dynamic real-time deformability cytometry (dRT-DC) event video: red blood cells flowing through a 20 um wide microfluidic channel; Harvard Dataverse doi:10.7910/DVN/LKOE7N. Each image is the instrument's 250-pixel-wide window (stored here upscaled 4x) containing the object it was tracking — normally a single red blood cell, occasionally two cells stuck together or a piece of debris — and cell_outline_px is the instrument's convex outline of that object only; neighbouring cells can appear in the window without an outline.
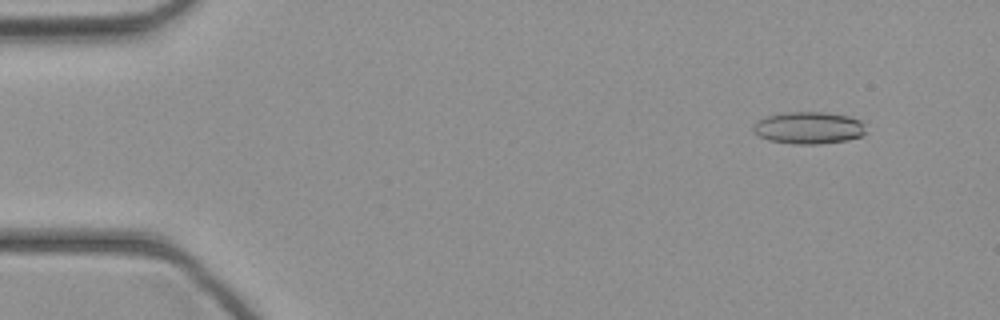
{"species": "common noctule bat (a hibernating species)", "species_latin": "Nyctalus noctula", "temperature_condition": "cold", "stored_images_in_passage": 45, "camera_frame_rate_fps": 3000, "um_per_image_px": 0.085, "animal": {"sex": "female", "body_mass_g": 21.9}, "frame": {"image": 1, "passage_image": 5, "time_ms": 1.333, "image_size_px": [1000, 320], "cell_outline_px": [[868, 132], [864, 136], [848, 140], [820, 144], [792, 144], [768, 140], [752, 132], [752, 128], [764, 116], [784, 112], [824, 112], [848, 116], [860, 120], [864, 124]], "centroid_in_image_um": [68.78, 10.87], "position_along_channel_um": 16.2, "area_um2": 21.39}}
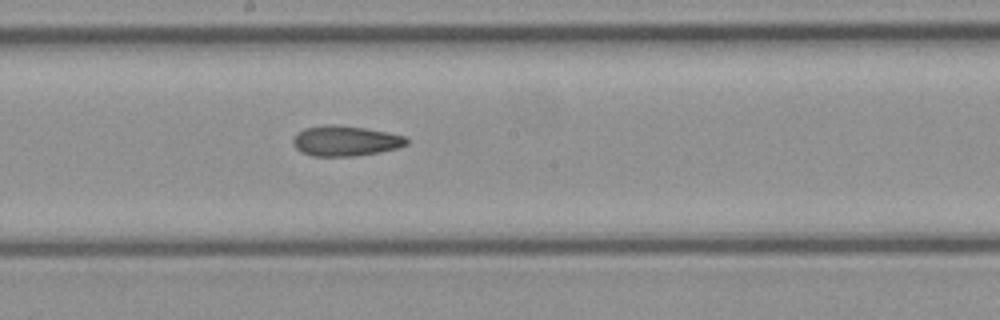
{"frame": {"image": 2, "passage_image": 25, "time_ms": 8.0, "image_size_px": [1000, 320], "cell_outline_px": [[408, 144], [396, 148], [380, 152], [356, 156], [312, 156], [300, 152], [292, 144], [292, 140], [296, 132], [304, 128], [324, 124], [332, 124], [368, 128], [404, 136], [408, 140]], "centroid_in_image_um": [29.31, 11.97], "position_along_channel_um": 218.9, "area_um2": 20.29}}
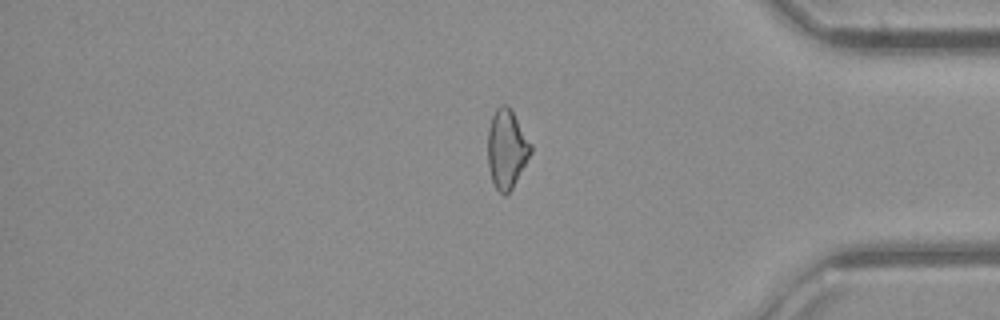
{"frame": {"image": 3, "passage_image": 38, "time_ms": 12.333, "image_size_px": [1000, 320], "cell_outline_px": [[532, 152], [512, 188], [504, 196], [496, 188], [492, 180], [488, 164], [488, 128], [492, 116], [496, 108], [504, 104], [508, 104], [532, 144]], "centroid_in_image_um": [43.07, 12.64], "position_along_channel_um": 392.1, "area_um2": 19.65}}